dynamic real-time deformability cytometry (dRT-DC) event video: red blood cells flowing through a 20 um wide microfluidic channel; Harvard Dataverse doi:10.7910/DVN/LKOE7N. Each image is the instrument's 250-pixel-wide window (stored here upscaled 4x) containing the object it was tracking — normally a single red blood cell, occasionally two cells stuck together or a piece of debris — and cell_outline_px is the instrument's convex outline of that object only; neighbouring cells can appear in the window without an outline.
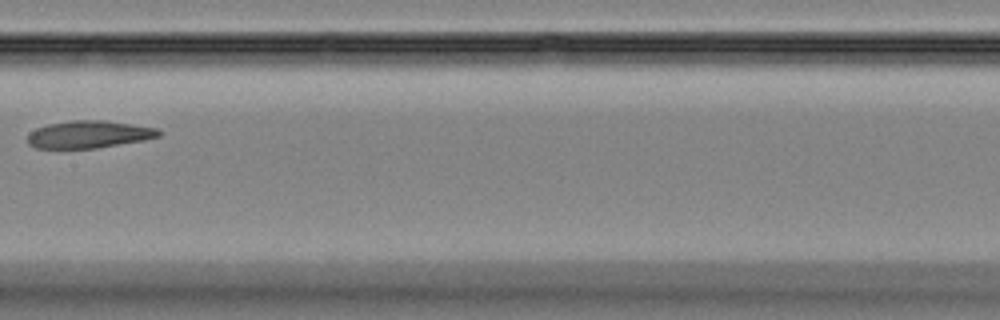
{"species": "Egyptian fruit bat (a non-hibernating species)", "species_latin": "Rousettus aegyptiacus", "temperature_condition": "room temperature", "stored_images_in_passage": 9, "camera_frame_rate_fps": 3000, "um_per_image_px": 0.085, "animal": {"sex": "female"}, "frame": {"image": 1, "passage_image": 8, "time_ms": 8.333, "image_size_px": [1000, 320], "cell_outline_px": [[160, 136], [144, 140], [96, 148], [36, 148], [28, 144], [28, 132], [36, 128], [48, 124], [72, 120], [104, 120], [160, 128]], "centroid_in_image_um": [7.55, 11.41], "position_along_channel_um": 199.8, "area_um2": 20.98}}
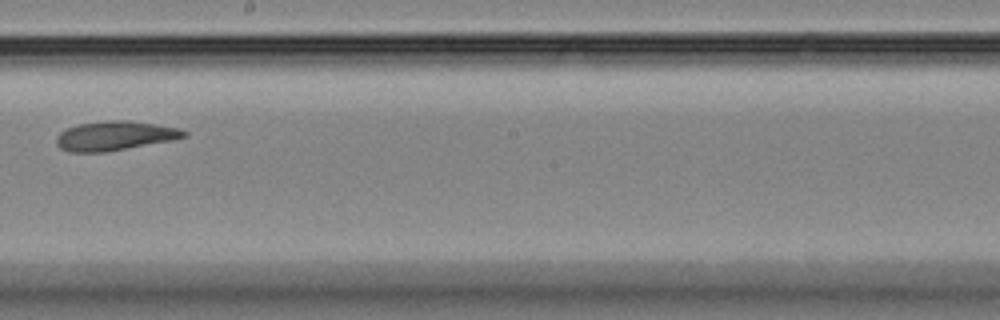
{"frame": {"image": 2, "passage_image": 9, "time_ms": 9.333, "image_size_px": [1000, 320], "cell_outline_px": [[188, 136], [172, 140], [108, 152], [68, 152], [60, 148], [56, 144], [56, 136], [60, 132], [68, 128], [80, 124], [104, 120], [124, 120], [156, 124], [180, 128], [188, 132]], "centroid_in_image_um": [9.77, 11.55], "position_along_channel_um": 238.4, "area_um2": 21.91}}